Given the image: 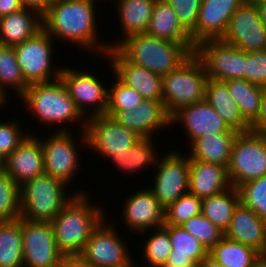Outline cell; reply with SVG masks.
<instances>
[{
  "instance_id": "39",
  "label": "cell",
  "mask_w": 266,
  "mask_h": 267,
  "mask_svg": "<svg viewBox=\"0 0 266 267\" xmlns=\"http://www.w3.org/2000/svg\"><path fill=\"white\" fill-rule=\"evenodd\" d=\"M240 202L266 221V175L238 187Z\"/></svg>"
},
{
  "instance_id": "12",
  "label": "cell",
  "mask_w": 266,
  "mask_h": 267,
  "mask_svg": "<svg viewBox=\"0 0 266 267\" xmlns=\"http://www.w3.org/2000/svg\"><path fill=\"white\" fill-rule=\"evenodd\" d=\"M76 69L72 66H63L60 79L66 86L77 109L85 118L105 114L108 98L106 84L108 82H102L99 78L101 75L98 76L91 69Z\"/></svg>"
},
{
  "instance_id": "17",
  "label": "cell",
  "mask_w": 266,
  "mask_h": 267,
  "mask_svg": "<svg viewBox=\"0 0 266 267\" xmlns=\"http://www.w3.org/2000/svg\"><path fill=\"white\" fill-rule=\"evenodd\" d=\"M121 209L120 220L132 233H140L165 225V208L148 186L128 194Z\"/></svg>"
},
{
  "instance_id": "32",
  "label": "cell",
  "mask_w": 266,
  "mask_h": 267,
  "mask_svg": "<svg viewBox=\"0 0 266 267\" xmlns=\"http://www.w3.org/2000/svg\"><path fill=\"white\" fill-rule=\"evenodd\" d=\"M0 267H24L22 217L0 221Z\"/></svg>"
},
{
  "instance_id": "21",
  "label": "cell",
  "mask_w": 266,
  "mask_h": 267,
  "mask_svg": "<svg viewBox=\"0 0 266 267\" xmlns=\"http://www.w3.org/2000/svg\"><path fill=\"white\" fill-rule=\"evenodd\" d=\"M182 124L190 145L194 140L207 134L227 133L231 128L206 101L182 107L171 116V127Z\"/></svg>"
},
{
  "instance_id": "25",
  "label": "cell",
  "mask_w": 266,
  "mask_h": 267,
  "mask_svg": "<svg viewBox=\"0 0 266 267\" xmlns=\"http://www.w3.org/2000/svg\"><path fill=\"white\" fill-rule=\"evenodd\" d=\"M43 29L42 14L32 8L0 17V44L17 46Z\"/></svg>"
},
{
  "instance_id": "13",
  "label": "cell",
  "mask_w": 266,
  "mask_h": 267,
  "mask_svg": "<svg viewBox=\"0 0 266 267\" xmlns=\"http://www.w3.org/2000/svg\"><path fill=\"white\" fill-rule=\"evenodd\" d=\"M87 148L107 161L114 153L129 152L141 137L106 114L86 118Z\"/></svg>"
},
{
  "instance_id": "16",
  "label": "cell",
  "mask_w": 266,
  "mask_h": 267,
  "mask_svg": "<svg viewBox=\"0 0 266 267\" xmlns=\"http://www.w3.org/2000/svg\"><path fill=\"white\" fill-rule=\"evenodd\" d=\"M221 40L245 52L266 50V27L254 2L246 0L236 10Z\"/></svg>"
},
{
  "instance_id": "53",
  "label": "cell",
  "mask_w": 266,
  "mask_h": 267,
  "mask_svg": "<svg viewBox=\"0 0 266 267\" xmlns=\"http://www.w3.org/2000/svg\"><path fill=\"white\" fill-rule=\"evenodd\" d=\"M253 267H266V256H261Z\"/></svg>"
},
{
  "instance_id": "55",
  "label": "cell",
  "mask_w": 266,
  "mask_h": 267,
  "mask_svg": "<svg viewBox=\"0 0 266 267\" xmlns=\"http://www.w3.org/2000/svg\"><path fill=\"white\" fill-rule=\"evenodd\" d=\"M4 161L5 159L0 156V173L4 171Z\"/></svg>"
},
{
  "instance_id": "47",
  "label": "cell",
  "mask_w": 266,
  "mask_h": 267,
  "mask_svg": "<svg viewBox=\"0 0 266 267\" xmlns=\"http://www.w3.org/2000/svg\"><path fill=\"white\" fill-rule=\"evenodd\" d=\"M22 8L20 0H0V17L19 11Z\"/></svg>"
},
{
  "instance_id": "20",
  "label": "cell",
  "mask_w": 266,
  "mask_h": 267,
  "mask_svg": "<svg viewBox=\"0 0 266 267\" xmlns=\"http://www.w3.org/2000/svg\"><path fill=\"white\" fill-rule=\"evenodd\" d=\"M104 57L110 65L107 67L112 68V74L122 83L135 89L144 99L162 100V76L128 62L115 48Z\"/></svg>"
},
{
  "instance_id": "38",
  "label": "cell",
  "mask_w": 266,
  "mask_h": 267,
  "mask_svg": "<svg viewBox=\"0 0 266 267\" xmlns=\"http://www.w3.org/2000/svg\"><path fill=\"white\" fill-rule=\"evenodd\" d=\"M20 217V186L4 170L0 173V221H10Z\"/></svg>"
},
{
  "instance_id": "30",
  "label": "cell",
  "mask_w": 266,
  "mask_h": 267,
  "mask_svg": "<svg viewBox=\"0 0 266 267\" xmlns=\"http://www.w3.org/2000/svg\"><path fill=\"white\" fill-rule=\"evenodd\" d=\"M155 141L158 140L156 138H142L130 148L129 152H116L107 162H110L113 167L115 165V168L120 171H124L125 175L128 173V176L134 173H141L147 168H154L159 158L158 153H160Z\"/></svg>"
},
{
  "instance_id": "7",
  "label": "cell",
  "mask_w": 266,
  "mask_h": 267,
  "mask_svg": "<svg viewBox=\"0 0 266 267\" xmlns=\"http://www.w3.org/2000/svg\"><path fill=\"white\" fill-rule=\"evenodd\" d=\"M78 134L80 136L75 139L72 130L71 132L55 130L48 133L47 138L45 136L40 139L43 147L44 173L56 177L72 189L75 187L71 184L72 180H75V176L82 170L80 168L82 153L79 152L82 150L78 149L87 148L85 131H79Z\"/></svg>"
},
{
  "instance_id": "6",
  "label": "cell",
  "mask_w": 266,
  "mask_h": 267,
  "mask_svg": "<svg viewBox=\"0 0 266 267\" xmlns=\"http://www.w3.org/2000/svg\"><path fill=\"white\" fill-rule=\"evenodd\" d=\"M207 80L204 64L195 53L163 76L162 101L168 114L205 100Z\"/></svg>"
},
{
  "instance_id": "33",
  "label": "cell",
  "mask_w": 266,
  "mask_h": 267,
  "mask_svg": "<svg viewBox=\"0 0 266 267\" xmlns=\"http://www.w3.org/2000/svg\"><path fill=\"white\" fill-rule=\"evenodd\" d=\"M208 255L224 267H253L262 256L254 248L223 236Z\"/></svg>"
},
{
  "instance_id": "9",
  "label": "cell",
  "mask_w": 266,
  "mask_h": 267,
  "mask_svg": "<svg viewBox=\"0 0 266 267\" xmlns=\"http://www.w3.org/2000/svg\"><path fill=\"white\" fill-rule=\"evenodd\" d=\"M107 218L94 229L84 250L78 256L86 267L119 266L135 258L131 253L132 247H128L127 240L124 241L119 228L117 229L116 219Z\"/></svg>"
},
{
  "instance_id": "10",
  "label": "cell",
  "mask_w": 266,
  "mask_h": 267,
  "mask_svg": "<svg viewBox=\"0 0 266 267\" xmlns=\"http://www.w3.org/2000/svg\"><path fill=\"white\" fill-rule=\"evenodd\" d=\"M55 42L42 29L32 38L14 46L18 65L28 84L50 82L60 78L63 65L55 66L52 61L55 60L53 57Z\"/></svg>"
},
{
  "instance_id": "41",
  "label": "cell",
  "mask_w": 266,
  "mask_h": 267,
  "mask_svg": "<svg viewBox=\"0 0 266 267\" xmlns=\"http://www.w3.org/2000/svg\"><path fill=\"white\" fill-rule=\"evenodd\" d=\"M108 86L106 111L129 110L138 107L144 98L132 87L122 83L115 75Z\"/></svg>"
},
{
  "instance_id": "42",
  "label": "cell",
  "mask_w": 266,
  "mask_h": 267,
  "mask_svg": "<svg viewBox=\"0 0 266 267\" xmlns=\"http://www.w3.org/2000/svg\"><path fill=\"white\" fill-rule=\"evenodd\" d=\"M180 226L190 235L197 238L208 249V251L224 236V232L215 226L202 213L189 218Z\"/></svg>"
},
{
  "instance_id": "8",
  "label": "cell",
  "mask_w": 266,
  "mask_h": 267,
  "mask_svg": "<svg viewBox=\"0 0 266 267\" xmlns=\"http://www.w3.org/2000/svg\"><path fill=\"white\" fill-rule=\"evenodd\" d=\"M232 187L266 175V133L238 132L227 167Z\"/></svg>"
},
{
  "instance_id": "24",
  "label": "cell",
  "mask_w": 266,
  "mask_h": 267,
  "mask_svg": "<svg viewBox=\"0 0 266 267\" xmlns=\"http://www.w3.org/2000/svg\"><path fill=\"white\" fill-rule=\"evenodd\" d=\"M230 187L227 167L199 160H190V194L205 199L221 194Z\"/></svg>"
},
{
  "instance_id": "28",
  "label": "cell",
  "mask_w": 266,
  "mask_h": 267,
  "mask_svg": "<svg viewBox=\"0 0 266 267\" xmlns=\"http://www.w3.org/2000/svg\"><path fill=\"white\" fill-rule=\"evenodd\" d=\"M237 133V131L231 129L227 133L207 134L199 137L188 146L190 148L187 154L190 160H199L228 167Z\"/></svg>"
},
{
  "instance_id": "36",
  "label": "cell",
  "mask_w": 266,
  "mask_h": 267,
  "mask_svg": "<svg viewBox=\"0 0 266 267\" xmlns=\"http://www.w3.org/2000/svg\"><path fill=\"white\" fill-rule=\"evenodd\" d=\"M225 83L243 118L251 124L259 113L263 87L245 79H230Z\"/></svg>"
},
{
  "instance_id": "49",
  "label": "cell",
  "mask_w": 266,
  "mask_h": 267,
  "mask_svg": "<svg viewBox=\"0 0 266 267\" xmlns=\"http://www.w3.org/2000/svg\"><path fill=\"white\" fill-rule=\"evenodd\" d=\"M55 267H86L78 257H65Z\"/></svg>"
},
{
  "instance_id": "29",
  "label": "cell",
  "mask_w": 266,
  "mask_h": 267,
  "mask_svg": "<svg viewBox=\"0 0 266 267\" xmlns=\"http://www.w3.org/2000/svg\"><path fill=\"white\" fill-rule=\"evenodd\" d=\"M205 100L231 129L237 132L250 131V124L243 118L225 82L208 78Z\"/></svg>"
},
{
  "instance_id": "22",
  "label": "cell",
  "mask_w": 266,
  "mask_h": 267,
  "mask_svg": "<svg viewBox=\"0 0 266 267\" xmlns=\"http://www.w3.org/2000/svg\"><path fill=\"white\" fill-rule=\"evenodd\" d=\"M30 132L4 161V170L19 186L36 176L44 174L41 135H36V131L32 132L30 130Z\"/></svg>"
},
{
  "instance_id": "50",
  "label": "cell",
  "mask_w": 266,
  "mask_h": 267,
  "mask_svg": "<svg viewBox=\"0 0 266 267\" xmlns=\"http://www.w3.org/2000/svg\"><path fill=\"white\" fill-rule=\"evenodd\" d=\"M254 4L257 7L262 23L266 27V0L255 1Z\"/></svg>"
},
{
  "instance_id": "5",
  "label": "cell",
  "mask_w": 266,
  "mask_h": 267,
  "mask_svg": "<svg viewBox=\"0 0 266 267\" xmlns=\"http://www.w3.org/2000/svg\"><path fill=\"white\" fill-rule=\"evenodd\" d=\"M70 188L45 173L24 182L20 186L21 217L30 221L51 222L74 196L87 193L82 189L73 191Z\"/></svg>"
},
{
  "instance_id": "2",
  "label": "cell",
  "mask_w": 266,
  "mask_h": 267,
  "mask_svg": "<svg viewBox=\"0 0 266 267\" xmlns=\"http://www.w3.org/2000/svg\"><path fill=\"white\" fill-rule=\"evenodd\" d=\"M91 195L77 194L51 221L57 247L65 257H78L94 229L106 217L103 202L94 203Z\"/></svg>"
},
{
  "instance_id": "45",
  "label": "cell",
  "mask_w": 266,
  "mask_h": 267,
  "mask_svg": "<svg viewBox=\"0 0 266 267\" xmlns=\"http://www.w3.org/2000/svg\"><path fill=\"white\" fill-rule=\"evenodd\" d=\"M245 80L266 86V50L246 52Z\"/></svg>"
},
{
  "instance_id": "23",
  "label": "cell",
  "mask_w": 266,
  "mask_h": 267,
  "mask_svg": "<svg viewBox=\"0 0 266 267\" xmlns=\"http://www.w3.org/2000/svg\"><path fill=\"white\" fill-rule=\"evenodd\" d=\"M224 236L250 246L262 256H266V221L241 202L235 208Z\"/></svg>"
},
{
  "instance_id": "26",
  "label": "cell",
  "mask_w": 266,
  "mask_h": 267,
  "mask_svg": "<svg viewBox=\"0 0 266 267\" xmlns=\"http://www.w3.org/2000/svg\"><path fill=\"white\" fill-rule=\"evenodd\" d=\"M169 233L172 251L163 267H193L208 256V249L181 226H163Z\"/></svg>"
},
{
  "instance_id": "18",
  "label": "cell",
  "mask_w": 266,
  "mask_h": 267,
  "mask_svg": "<svg viewBox=\"0 0 266 267\" xmlns=\"http://www.w3.org/2000/svg\"><path fill=\"white\" fill-rule=\"evenodd\" d=\"M105 114L143 138H154L160 134L157 132L162 134L171 127V116L162 100L144 99L132 110L105 111Z\"/></svg>"
},
{
  "instance_id": "15",
  "label": "cell",
  "mask_w": 266,
  "mask_h": 267,
  "mask_svg": "<svg viewBox=\"0 0 266 267\" xmlns=\"http://www.w3.org/2000/svg\"><path fill=\"white\" fill-rule=\"evenodd\" d=\"M24 267H55L65 256L59 251L51 222L22 218Z\"/></svg>"
},
{
  "instance_id": "1",
  "label": "cell",
  "mask_w": 266,
  "mask_h": 267,
  "mask_svg": "<svg viewBox=\"0 0 266 267\" xmlns=\"http://www.w3.org/2000/svg\"><path fill=\"white\" fill-rule=\"evenodd\" d=\"M100 1L103 0H55L42 14L43 29L59 44L65 41L77 45L80 52L104 58L110 48L105 39L100 40L97 30Z\"/></svg>"
},
{
  "instance_id": "43",
  "label": "cell",
  "mask_w": 266,
  "mask_h": 267,
  "mask_svg": "<svg viewBox=\"0 0 266 267\" xmlns=\"http://www.w3.org/2000/svg\"><path fill=\"white\" fill-rule=\"evenodd\" d=\"M0 120V156L6 159L27 137L29 130L22 129V121ZM22 122V123H21ZM24 130V131H23ZM26 130V131H25Z\"/></svg>"
},
{
  "instance_id": "37",
  "label": "cell",
  "mask_w": 266,
  "mask_h": 267,
  "mask_svg": "<svg viewBox=\"0 0 266 267\" xmlns=\"http://www.w3.org/2000/svg\"><path fill=\"white\" fill-rule=\"evenodd\" d=\"M140 234L141 237H144V234H146L145 237L147 236V239L143 238L145 241L142 243L144 244V247L142 248V251L139 252L140 254H143L141 257L144 256L141 258L142 267H163L172 251L168 231L164 227H160ZM143 262H145L144 265Z\"/></svg>"
},
{
  "instance_id": "56",
  "label": "cell",
  "mask_w": 266,
  "mask_h": 267,
  "mask_svg": "<svg viewBox=\"0 0 266 267\" xmlns=\"http://www.w3.org/2000/svg\"><path fill=\"white\" fill-rule=\"evenodd\" d=\"M248 1H250V2H255V1H259V0H248Z\"/></svg>"
},
{
  "instance_id": "34",
  "label": "cell",
  "mask_w": 266,
  "mask_h": 267,
  "mask_svg": "<svg viewBox=\"0 0 266 267\" xmlns=\"http://www.w3.org/2000/svg\"><path fill=\"white\" fill-rule=\"evenodd\" d=\"M239 203L240 194L238 188L231 186L221 194L202 199L201 213L225 232Z\"/></svg>"
},
{
  "instance_id": "46",
  "label": "cell",
  "mask_w": 266,
  "mask_h": 267,
  "mask_svg": "<svg viewBox=\"0 0 266 267\" xmlns=\"http://www.w3.org/2000/svg\"><path fill=\"white\" fill-rule=\"evenodd\" d=\"M250 131L266 133V86L263 87L259 113L257 118L250 124Z\"/></svg>"
},
{
  "instance_id": "48",
  "label": "cell",
  "mask_w": 266,
  "mask_h": 267,
  "mask_svg": "<svg viewBox=\"0 0 266 267\" xmlns=\"http://www.w3.org/2000/svg\"><path fill=\"white\" fill-rule=\"evenodd\" d=\"M54 0H20L23 7L32 8L43 14Z\"/></svg>"
},
{
  "instance_id": "4",
  "label": "cell",
  "mask_w": 266,
  "mask_h": 267,
  "mask_svg": "<svg viewBox=\"0 0 266 267\" xmlns=\"http://www.w3.org/2000/svg\"><path fill=\"white\" fill-rule=\"evenodd\" d=\"M193 43H178L135 34L122 40L115 49L130 63L165 76L184 63L194 52Z\"/></svg>"
},
{
  "instance_id": "11",
  "label": "cell",
  "mask_w": 266,
  "mask_h": 267,
  "mask_svg": "<svg viewBox=\"0 0 266 267\" xmlns=\"http://www.w3.org/2000/svg\"><path fill=\"white\" fill-rule=\"evenodd\" d=\"M181 151L172 149L157 160L152 184L148 187L166 209L182 195L189 193L190 157ZM165 154V155H164Z\"/></svg>"
},
{
  "instance_id": "14",
  "label": "cell",
  "mask_w": 266,
  "mask_h": 267,
  "mask_svg": "<svg viewBox=\"0 0 266 267\" xmlns=\"http://www.w3.org/2000/svg\"><path fill=\"white\" fill-rule=\"evenodd\" d=\"M204 64L209 79H245L246 52L219 40L199 43L194 52Z\"/></svg>"
},
{
  "instance_id": "44",
  "label": "cell",
  "mask_w": 266,
  "mask_h": 267,
  "mask_svg": "<svg viewBox=\"0 0 266 267\" xmlns=\"http://www.w3.org/2000/svg\"><path fill=\"white\" fill-rule=\"evenodd\" d=\"M176 13L182 27L190 34L198 21L202 0H165Z\"/></svg>"
},
{
  "instance_id": "27",
  "label": "cell",
  "mask_w": 266,
  "mask_h": 267,
  "mask_svg": "<svg viewBox=\"0 0 266 267\" xmlns=\"http://www.w3.org/2000/svg\"><path fill=\"white\" fill-rule=\"evenodd\" d=\"M114 10L120 23V33L123 36L118 41L107 40L109 48H115L126 37L145 33L156 0H116ZM123 33V34H122Z\"/></svg>"
},
{
  "instance_id": "52",
  "label": "cell",
  "mask_w": 266,
  "mask_h": 267,
  "mask_svg": "<svg viewBox=\"0 0 266 267\" xmlns=\"http://www.w3.org/2000/svg\"><path fill=\"white\" fill-rule=\"evenodd\" d=\"M135 260H140V259L139 258L138 259L133 258L130 262L124 263V264L119 265V266H112V267H141L140 261L138 264V261L136 262Z\"/></svg>"
},
{
  "instance_id": "54",
  "label": "cell",
  "mask_w": 266,
  "mask_h": 267,
  "mask_svg": "<svg viewBox=\"0 0 266 267\" xmlns=\"http://www.w3.org/2000/svg\"><path fill=\"white\" fill-rule=\"evenodd\" d=\"M8 103V101L5 99V97L0 93V108L1 109H3L2 107H3V105H4V107L5 106H7V103Z\"/></svg>"
},
{
  "instance_id": "3",
  "label": "cell",
  "mask_w": 266,
  "mask_h": 267,
  "mask_svg": "<svg viewBox=\"0 0 266 267\" xmlns=\"http://www.w3.org/2000/svg\"><path fill=\"white\" fill-rule=\"evenodd\" d=\"M19 100L23 102L22 105L26 104L22 109L28 108L26 111L30 112L33 120L41 124L40 128L43 125L44 128L51 129L56 125L54 127L57 131H71L70 124H79L78 128L85 131L86 118L77 109L60 78L50 82L29 84Z\"/></svg>"
},
{
  "instance_id": "35",
  "label": "cell",
  "mask_w": 266,
  "mask_h": 267,
  "mask_svg": "<svg viewBox=\"0 0 266 267\" xmlns=\"http://www.w3.org/2000/svg\"><path fill=\"white\" fill-rule=\"evenodd\" d=\"M28 86L18 65L14 47L0 44V93L6 100L13 93L19 99Z\"/></svg>"
},
{
  "instance_id": "31",
  "label": "cell",
  "mask_w": 266,
  "mask_h": 267,
  "mask_svg": "<svg viewBox=\"0 0 266 267\" xmlns=\"http://www.w3.org/2000/svg\"><path fill=\"white\" fill-rule=\"evenodd\" d=\"M146 34L178 43H192L172 7L165 0H156Z\"/></svg>"
},
{
  "instance_id": "51",
  "label": "cell",
  "mask_w": 266,
  "mask_h": 267,
  "mask_svg": "<svg viewBox=\"0 0 266 267\" xmlns=\"http://www.w3.org/2000/svg\"><path fill=\"white\" fill-rule=\"evenodd\" d=\"M198 267H224L219 264L217 261L212 259L209 255L204 258L199 264Z\"/></svg>"
},
{
  "instance_id": "19",
  "label": "cell",
  "mask_w": 266,
  "mask_h": 267,
  "mask_svg": "<svg viewBox=\"0 0 266 267\" xmlns=\"http://www.w3.org/2000/svg\"><path fill=\"white\" fill-rule=\"evenodd\" d=\"M246 0H202L199 17L190 33L192 43L219 40L225 35L230 19Z\"/></svg>"
},
{
  "instance_id": "40",
  "label": "cell",
  "mask_w": 266,
  "mask_h": 267,
  "mask_svg": "<svg viewBox=\"0 0 266 267\" xmlns=\"http://www.w3.org/2000/svg\"><path fill=\"white\" fill-rule=\"evenodd\" d=\"M202 199L190 193L182 195L165 209V224L180 226L189 218L201 214Z\"/></svg>"
}]
</instances>
